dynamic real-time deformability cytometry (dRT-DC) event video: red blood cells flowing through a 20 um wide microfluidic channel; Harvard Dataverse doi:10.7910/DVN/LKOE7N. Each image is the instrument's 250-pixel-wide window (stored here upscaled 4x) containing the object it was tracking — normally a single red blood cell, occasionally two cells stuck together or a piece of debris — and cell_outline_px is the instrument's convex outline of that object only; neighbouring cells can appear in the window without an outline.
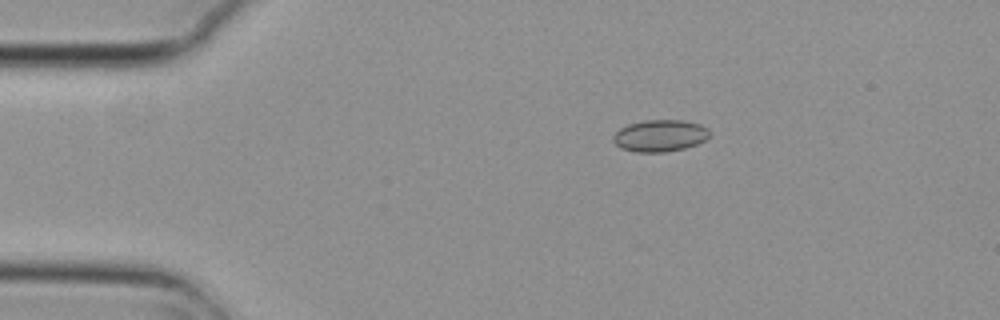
{"species": "common noctule bat (a hibernating species)", "species_latin": "Nyctalus noctula", "temperature_condition": "cold", "stored_images_in_passage": 4, "camera_frame_rate_fps": 3000, "um_per_image_px": 0.085, "animal": {"sex": "female", "body_mass_g": 29.2, "forearm_length_mm": 56.3}, "frame": {"image": 1, "passage_image": 2, "time_ms": 0.333, "image_size_px": [1000, 320], "cell_outline_px": [[708, 136], [704, 140], [696, 144], [684, 148], [664, 152], [636, 152], [620, 148], [612, 140], [612, 136], [620, 128], [628, 124], [644, 120], [680, 120], [700, 124], [708, 128]], "centroid_in_image_um": [56.05, 11.53], "position_along_channel_um": 28.9, "area_um2": 17.8}}